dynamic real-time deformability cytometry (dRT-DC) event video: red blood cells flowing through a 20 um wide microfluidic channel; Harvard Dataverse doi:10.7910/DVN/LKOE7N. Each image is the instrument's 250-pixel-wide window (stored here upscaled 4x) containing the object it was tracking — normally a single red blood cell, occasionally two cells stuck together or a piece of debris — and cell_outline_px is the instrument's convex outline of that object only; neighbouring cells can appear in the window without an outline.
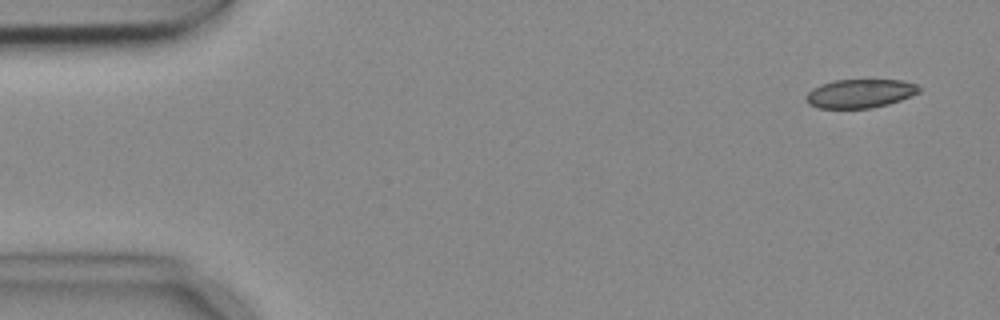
{"species": "common noctule bat (a hibernating species)", "species_latin": "Nyctalus noctula", "temperature_condition": "cold", "stored_images_in_passage": 7, "camera_frame_rate_fps": 3000, "um_per_image_px": 0.085, "animal": {"sex": "female", "body_mass_g": 18.4}, "frame": {"image": 1, "passage_image": 1, "time_ms": 0.0, "image_size_px": [1000, 320], "cell_outline_px": [[924, 88], [920, 92], [900, 100], [888, 104], [872, 108], [820, 108], [808, 104], [804, 100], [804, 96], [812, 88], [820, 84], [836, 80], [900, 80], [916, 84]], "centroid_in_image_um": [73.09, 7.95], "position_along_channel_um": 11.9, "area_um2": 19.07}}
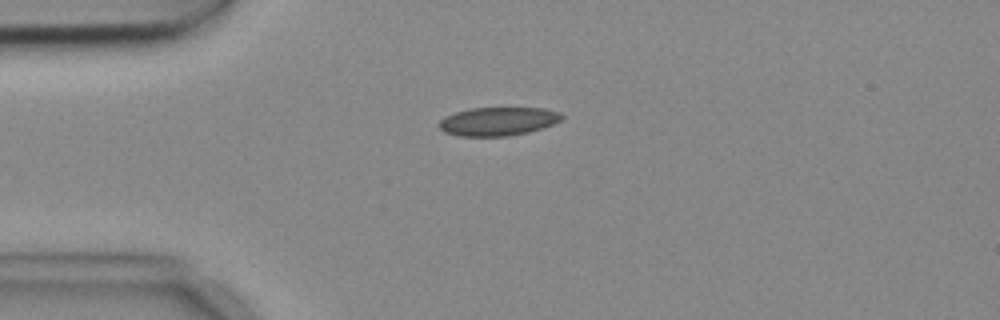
{"frame": {"image": 2, "passage_image": 4, "time_ms": 1.0, "image_size_px": [1000, 320], "cell_outline_px": [[564, 116], [560, 120], [552, 124], [528, 132], [508, 136], [460, 136], [444, 132], [440, 128], [440, 120], [444, 116], [468, 108], [544, 108], [560, 112]], "centroid_in_image_um": [42.32, 10.31], "position_along_channel_um": 42.7, "area_um2": 20.29}}
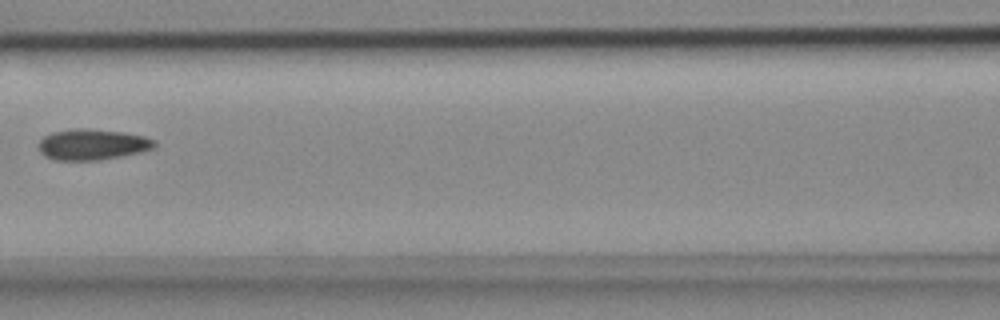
{"frame": {"image": 3, "passage_image": 7, "time_ms": 2.0, "image_size_px": [1000, 320], "cell_outline_px": [[156, 144], [152, 148], [120, 156], [96, 160], [56, 160], [40, 152], [36, 144], [44, 136], [52, 132], [76, 128], [88, 128], [124, 132], [144, 136], [156, 140]], "centroid_in_image_um": [7.81, 12.26], "position_along_channel_um": 158.8, "area_um2": 20.69}}